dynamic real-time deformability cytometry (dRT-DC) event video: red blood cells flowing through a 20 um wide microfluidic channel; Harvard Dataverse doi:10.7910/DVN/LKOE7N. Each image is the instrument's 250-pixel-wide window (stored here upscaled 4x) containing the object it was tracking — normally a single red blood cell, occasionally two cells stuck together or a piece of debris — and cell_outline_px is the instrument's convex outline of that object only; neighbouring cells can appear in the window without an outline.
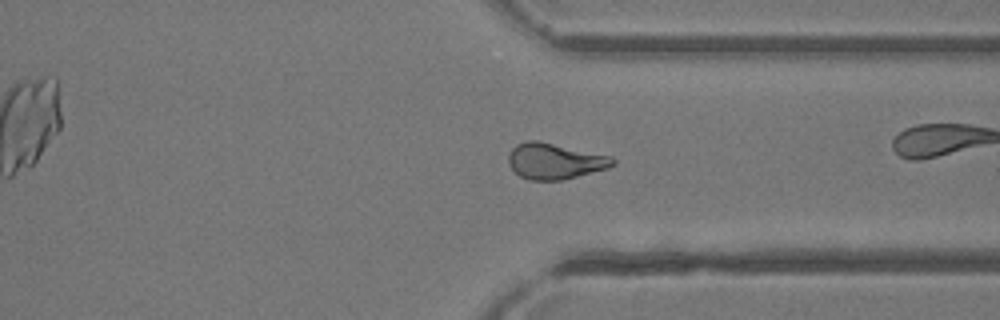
{"species": "common noctule bat (a hibernating species)", "species_latin": "Nyctalus noctula", "temperature_condition": "room temperature", "stored_images_in_passage": 44, "camera_frame_rate_fps": 3000, "um_per_image_px": 0.085, "animal": {"sex": "female"}, "frame": {"image": 1, "passage_image": 32, "time_ms": 10.333, "image_size_px": [1000, 320], "cell_outline_px": [[616, 164], [608, 168], [560, 180], [528, 180], [520, 176], [508, 164], [508, 156], [512, 148], [516, 144], [528, 140], [536, 140], [612, 156], [616, 160]], "centroid_in_image_um": [47.15, 13.69], "position_along_channel_um": 364.2, "area_um2": 21.73}, "authors_computed_cell_mechanics": {"area_um2": 21.9062, "velocity_mm_per_s": 4.3864, "shape_relaxation_time_tau1_ms": 5.8752, "shape_relaxation_time_tau2_ms": 3.7887, "deformation_change_tau1": 0.1522, "deformation_change_tau2": 0.117}}